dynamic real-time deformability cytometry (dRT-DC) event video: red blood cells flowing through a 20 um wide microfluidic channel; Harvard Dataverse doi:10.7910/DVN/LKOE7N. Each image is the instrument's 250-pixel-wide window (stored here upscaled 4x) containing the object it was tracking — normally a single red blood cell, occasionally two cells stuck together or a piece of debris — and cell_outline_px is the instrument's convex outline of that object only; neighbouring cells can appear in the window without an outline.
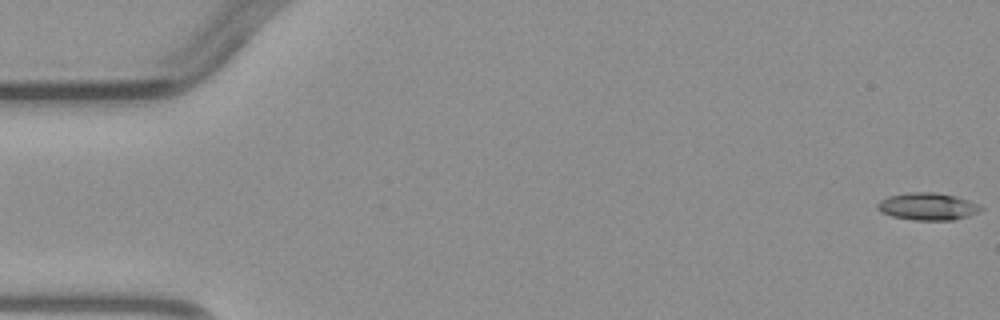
{"species": "common noctule bat (a hibernating species)", "species_latin": "Nyctalus noctula", "temperature_condition": "warm", "stored_images_in_passage": 3, "camera_frame_rate_fps": 3000, "um_per_image_px": 0.085, "animal": {"sex": "male", "body_mass_g": 23.1, "forearm_length_mm": 52.7}, "frame": {"image": 1, "passage_image": 1, "time_ms": 0.0, "image_size_px": [1000, 320], "cell_outline_px": [[984, 208], [968, 216], [952, 220], [912, 220], [892, 216], [880, 212], [876, 208], [876, 204], [880, 200], [888, 196], [908, 192], [936, 192], [956, 196], [980, 204]], "centroid_in_image_um": [78.82, 17.54], "position_along_channel_um": 6.2, "area_um2": 16.59}}